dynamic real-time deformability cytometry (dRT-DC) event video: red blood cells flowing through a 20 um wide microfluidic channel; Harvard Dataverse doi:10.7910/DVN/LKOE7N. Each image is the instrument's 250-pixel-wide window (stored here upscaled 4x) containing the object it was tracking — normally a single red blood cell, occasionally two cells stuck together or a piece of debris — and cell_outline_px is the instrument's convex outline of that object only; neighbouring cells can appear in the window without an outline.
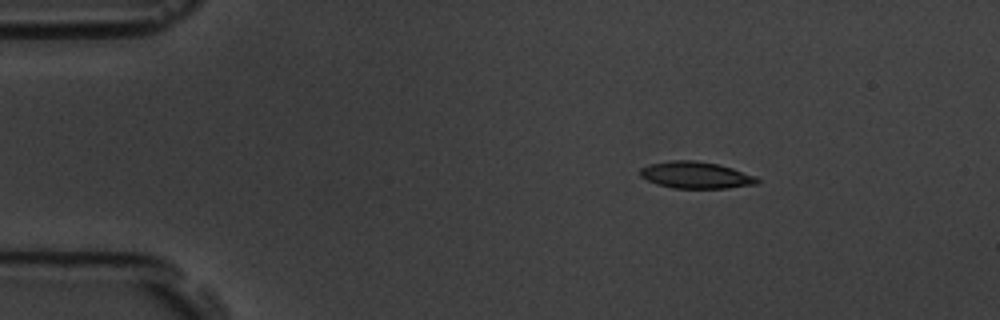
{"species": "common noctule bat (a hibernating species)", "species_latin": "Nyctalus noctula", "temperature_condition": "room temperature", "stored_images_in_passage": 4, "camera_frame_rate_fps": 3000, "um_per_image_px": 0.085, "animal": {"sex": "male", "body_mass_g": 19.5, "forearm_length_mm": 54.6}, "frame": {"image": 1, "passage_image": 2, "time_ms": 1.0, "image_size_px": [1000, 320], "cell_outline_px": [[760, 184], [728, 188], [672, 188], [656, 184], [640, 176], [640, 168], [648, 164], [672, 160], [692, 160], [716, 164], [732, 168], [756, 176], [760, 180]], "centroid_in_image_um": [59.16, 14.89], "position_along_channel_um": 25.8, "area_um2": 18.32}}